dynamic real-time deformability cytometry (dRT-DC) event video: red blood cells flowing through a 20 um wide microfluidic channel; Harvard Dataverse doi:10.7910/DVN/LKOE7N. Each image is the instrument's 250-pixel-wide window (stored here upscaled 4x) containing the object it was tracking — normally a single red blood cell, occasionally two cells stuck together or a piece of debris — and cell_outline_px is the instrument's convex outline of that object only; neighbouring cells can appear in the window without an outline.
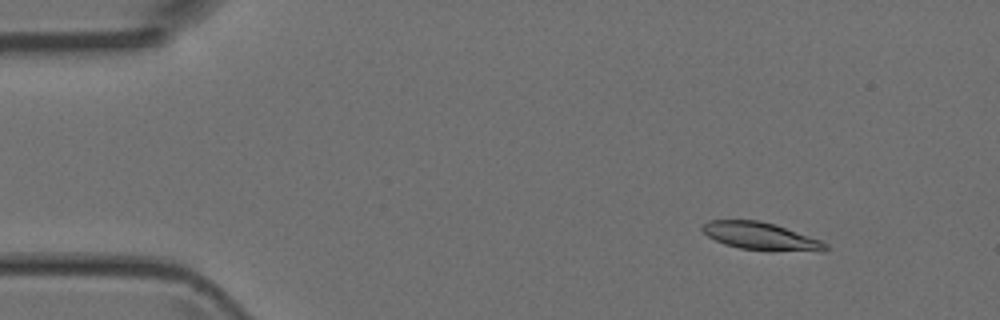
{"species": "Egyptian fruit bat (a non-hibernating species)", "species_latin": "Rousettus aegyptiacus", "temperature_condition": "room temperature", "stored_images_in_passage": 8, "camera_frame_rate_fps": 3000, "um_per_image_px": 0.085, "animal": {"sex": "female"}, "frame": {"image": 1, "passage_image": 6, "time_ms": 1.667, "image_size_px": [1000, 320], "cell_outline_px": [[828, 248], [824, 252], [820, 252], [740, 248], [724, 244], [708, 236], [700, 228], [708, 220], [760, 220], [776, 224], [820, 240], [828, 244]], "centroid_in_image_um": [64.69, 20.06], "position_along_channel_um": 20.3, "area_um2": 19.59}}